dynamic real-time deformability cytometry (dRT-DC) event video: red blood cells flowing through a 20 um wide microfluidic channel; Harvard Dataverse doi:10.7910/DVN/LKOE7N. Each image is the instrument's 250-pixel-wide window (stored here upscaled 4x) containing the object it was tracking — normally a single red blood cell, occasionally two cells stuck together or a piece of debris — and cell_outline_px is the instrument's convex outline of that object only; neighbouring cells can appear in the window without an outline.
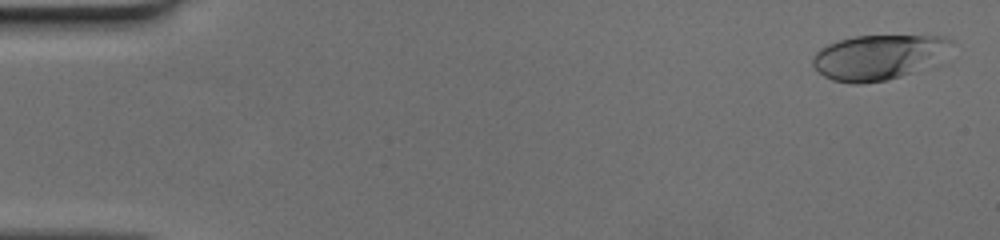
{"species": "human", "species_latin": "Homo sapiens", "temperature_condition": "cold", "stored_images_in_passage": 31, "camera_frame_rate_fps": 3000, "um_per_image_px": 0.085, "donor": {"sex": "female"}, "frame": {"image": 1, "passage_image": 2, "time_ms": 0.333, "image_size_px": [1000, 240], "cell_outline_px": [[952, 40], [912, 72], [888, 80], [860, 84], [852, 84], [832, 80], [824, 76], [812, 64], [812, 56], [820, 48], [828, 44], [840, 40], [856, 36], [944, 36]], "centroid_in_image_um": [74.4, 4.87], "position_along_channel_um": 10.6, "area_um2": 34.45}}
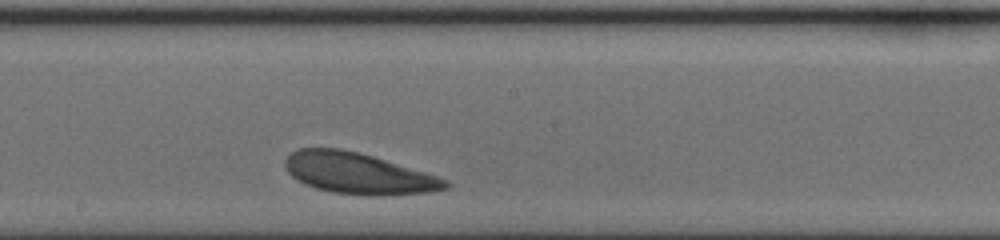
{"frame": {"image": 2, "passage_image": 19, "time_ms": 6.0, "image_size_px": [1000, 240], "cell_outline_px": [[452, 184], [448, 188], [428, 192], [380, 196], [368, 196], [332, 192], [316, 188], [304, 184], [296, 180], [288, 172], [284, 164], [284, 160], [296, 148], [340, 148], [372, 156], [424, 172], [448, 180]], "centroid_in_image_um": [30.43, 14.75], "position_along_channel_um": 217.8, "area_um2": 38.26}}
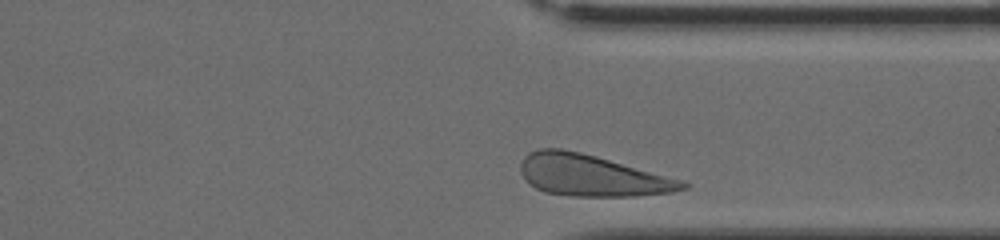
{"frame": {"image": 3, "passage_image": 30, "time_ms": 9.667, "image_size_px": [1000, 240], "cell_outline_px": [[692, 184], [688, 188], [672, 192], [636, 196], [572, 196], [544, 192], [528, 184], [524, 180], [520, 172], [520, 164], [524, 156], [528, 152], [540, 148], [560, 148], [580, 152], [596, 156], [680, 180]], "centroid_in_image_um": [50.24, 14.92], "position_along_channel_um": 361.2, "area_um2": 39.07}}